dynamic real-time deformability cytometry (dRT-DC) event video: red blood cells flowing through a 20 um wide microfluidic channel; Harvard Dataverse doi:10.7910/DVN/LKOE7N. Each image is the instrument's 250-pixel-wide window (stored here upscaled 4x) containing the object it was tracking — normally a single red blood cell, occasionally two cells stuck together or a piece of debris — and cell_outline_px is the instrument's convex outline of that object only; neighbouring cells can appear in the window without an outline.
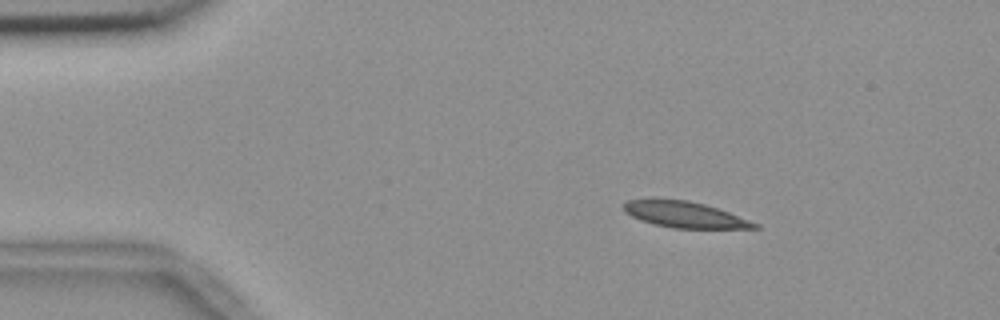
{"species": "common noctule bat (a hibernating species)", "species_latin": "Nyctalus noctula", "temperature_condition": "room temperature", "stored_images_in_passage": 4, "camera_frame_rate_fps": 3000, "um_per_image_px": 0.085, "animal": {"sex": "female", "body_mass_g": 18.4}, "frame": {"image": 1, "passage_image": 2, "time_ms": 0.333, "image_size_px": [1000, 320], "cell_outline_px": [[760, 228], [672, 228], [640, 220], [624, 212], [624, 204], [628, 200], [652, 196], [688, 200], [704, 204], [728, 212], [760, 224]], "centroid_in_image_um": [58.12, 18.2], "position_along_channel_um": 26.9, "area_um2": 20.23}}